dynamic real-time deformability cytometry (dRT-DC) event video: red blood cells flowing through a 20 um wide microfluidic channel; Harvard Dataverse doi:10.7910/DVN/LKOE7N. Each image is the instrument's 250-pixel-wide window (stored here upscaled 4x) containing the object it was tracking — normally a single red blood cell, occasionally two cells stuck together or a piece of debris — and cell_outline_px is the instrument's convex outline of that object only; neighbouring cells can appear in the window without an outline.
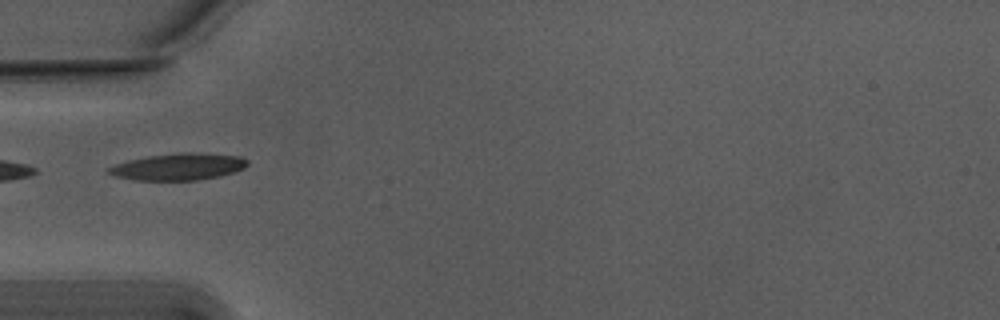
{"species": "Egyptian fruit bat (a non-hibernating species)", "species_latin": "Rousettus aegyptiacus", "temperature_condition": "warm", "stored_images_in_passage": 23, "camera_frame_rate_fps": 3000, "um_per_image_px": 0.085, "animal": {"sex": "male"}, "frame": {"image": 1, "passage_image": 1, "time_ms": 0.0, "image_size_px": [1000, 320], "cell_outline_px": [[248, 164], [244, 168], [220, 176], [196, 180], [136, 180], [116, 176], [108, 172], [104, 168], [128, 160], [148, 156], [180, 152], [200, 152], [240, 156], [248, 160]], "centroid_in_image_um": [15.17, 14.16], "position_along_channel_um": 69.8, "area_um2": 21.73}}
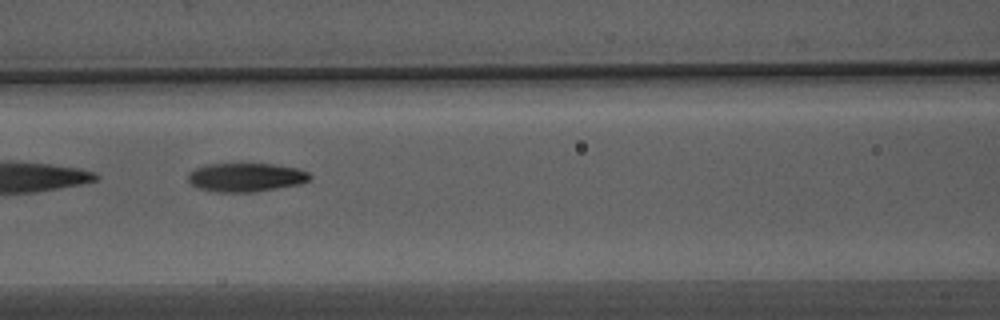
{"frame": {"image": 2, "passage_image": 7, "time_ms": 2.0, "image_size_px": [1000, 320], "cell_outline_px": [[312, 176], [308, 180], [300, 184], [256, 192], [216, 192], [196, 188], [188, 180], [188, 172], [196, 168], [208, 164], [272, 164], [296, 168], [308, 172]], "centroid_in_image_um": [20.88, 15.08], "position_along_channel_um": 145.7, "area_um2": 20.4}}